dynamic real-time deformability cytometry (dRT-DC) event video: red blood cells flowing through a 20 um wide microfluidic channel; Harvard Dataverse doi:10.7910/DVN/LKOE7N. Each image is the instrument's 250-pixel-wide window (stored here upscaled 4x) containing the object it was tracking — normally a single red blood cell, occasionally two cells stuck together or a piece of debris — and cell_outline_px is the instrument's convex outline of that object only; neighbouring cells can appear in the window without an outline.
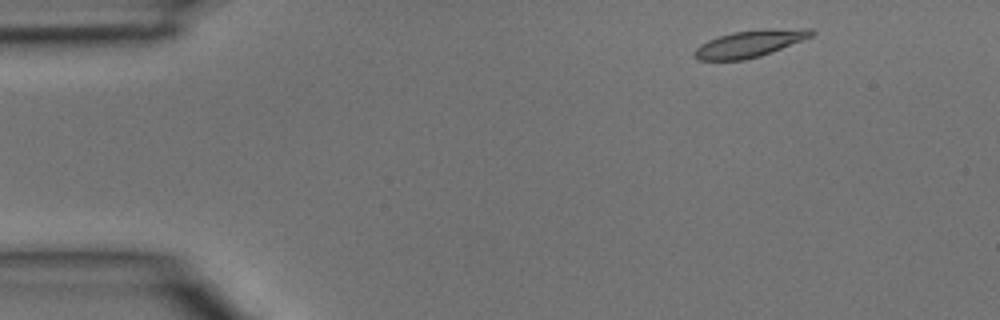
{"species": "common noctule bat (a hibernating species)", "species_latin": "Nyctalus noctula", "temperature_condition": "room temperature", "stored_images_in_passage": 4, "camera_frame_rate_fps": 3000, "um_per_image_px": 0.085, "animal": {"sex": "male", "body_mass_g": 15.6}, "frame": {"image": 1, "passage_image": 1, "time_ms": 0.0, "image_size_px": [1000, 320], "cell_outline_px": [[816, 32], [812, 36], [772, 52], [760, 56], [744, 60], [700, 60], [692, 52], [700, 44], [708, 40], [732, 32], [764, 28], [812, 28]], "centroid_in_image_um": [63.77, 3.69], "position_along_channel_um": 21.2, "area_um2": 18.44}}